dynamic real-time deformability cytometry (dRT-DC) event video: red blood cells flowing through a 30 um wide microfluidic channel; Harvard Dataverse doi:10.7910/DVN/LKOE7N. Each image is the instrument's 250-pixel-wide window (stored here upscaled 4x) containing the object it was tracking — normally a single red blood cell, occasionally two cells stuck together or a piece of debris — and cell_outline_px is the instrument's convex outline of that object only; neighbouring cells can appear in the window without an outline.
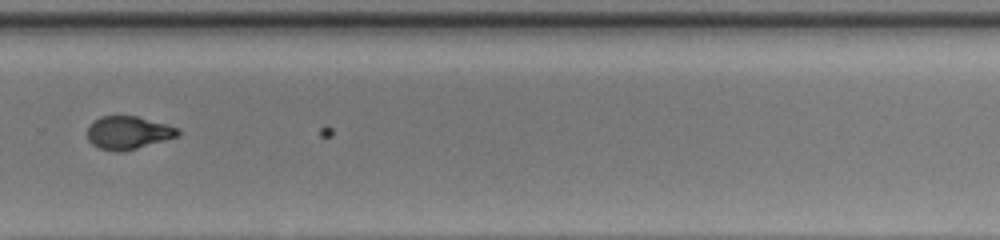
{"species": "common noctule bat (a hibernating species)", "species_latin": "Nyctalus noctula", "temperature_condition": "warm", "stored_images_in_passage": 22, "camera_frame_rate_fps": 3000, "um_per_image_px": 0.085, "animal": {"sex": "female", "body_mass_g": 20.0, "forearm_length_mm": 54.0}, "frame": {"image": 1, "passage_image": 19, "time_ms": 6.0, "image_size_px": [1000, 240], "cell_outline_px": [[180, 136], [136, 148], [120, 152], [116, 152], [100, 148], [92, 144], [88, 140], [88, 124], [92, 120], [100, 116], [136, 116], [168, 124], [180, 128]], "centroid_in_image_um": [10.9, 11.26], "position_along_channel_um": 318.9, "area_um2": 17.57}}